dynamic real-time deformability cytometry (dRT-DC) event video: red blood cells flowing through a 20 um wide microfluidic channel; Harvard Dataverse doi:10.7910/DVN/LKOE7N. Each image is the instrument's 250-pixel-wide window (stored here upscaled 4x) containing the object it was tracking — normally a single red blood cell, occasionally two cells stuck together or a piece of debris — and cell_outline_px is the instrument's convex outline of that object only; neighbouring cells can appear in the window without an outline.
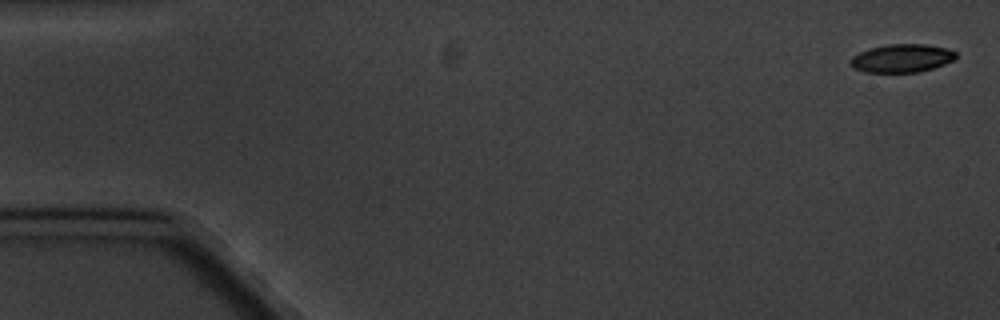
{"species": "common noctule bat (a hibernating species)", "species_latin": "Nyctalus noctula", "temperature_condition": "cold", "stored_images_in_passage": 4, "camera_frame_rate_fps": 3000, "um_per_image_px": 0.085, "animal": {"sex": "male", "body_mass_g": 20.1, "forearm_length_mm": 53.5}, "frame": {"image": 1, "passage_image": 1, "time_ms": 0.0, "image_size_px": [1000, 320], "cell_outline_px": [[956, 56], [952, 60], [944, 64], [920, 72], [864, 72], [852, 68], [848, 64], [848, 60], [852, 56], [868, 48], [888, 44], [924, 44], [948, 48], [956, 52]], "centroid_in_image_um": [76.59, 4.95], "position_along_channel_um": 8.4, "area_um2": 17.51}}